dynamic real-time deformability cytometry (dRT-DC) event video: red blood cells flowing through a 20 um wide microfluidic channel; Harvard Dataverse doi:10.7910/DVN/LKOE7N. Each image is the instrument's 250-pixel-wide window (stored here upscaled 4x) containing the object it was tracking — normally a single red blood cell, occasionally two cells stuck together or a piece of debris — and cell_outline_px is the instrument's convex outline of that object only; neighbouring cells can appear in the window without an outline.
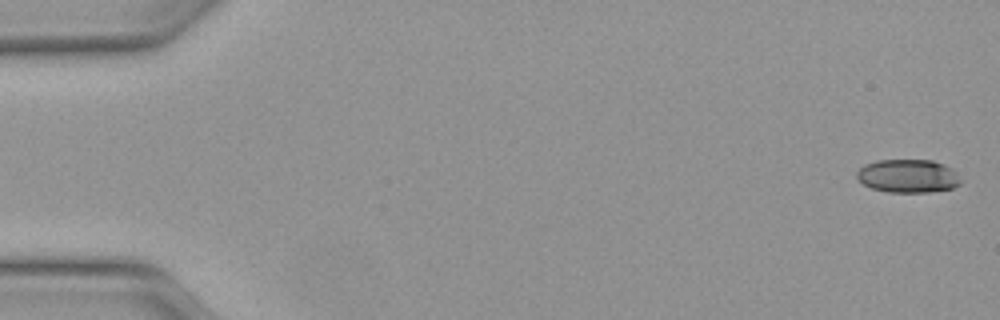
{"species": "Egyptian fruit bat (a non-hibernating species)", "species_latin": "Rousettus aegyptiacus", "temperature_condition": "warm", "stored_images_in_passage": 50, "camera_frame_rate_fps": 3000, "um_per_image_px": 0.085, "animal": {"sex": "female"}, "frame": {"image": 1, "passage_image": 1, "time_ms": 0.0, "image_size_px": [1000, 320], "cell_outline_px": [[960, 184], [952, 188], [928, 192], [888, 192], [872, 188], [864, 184], [856, 176], [856, 172], [864, 164], [876, 160], [932, 160], [944, 164], [952, 168], [956, 172], [960, 180]], "centroid_in_image_um": [77.17, 14.95], "position_along_channel_um": 7.8, "area_um2": 20.17}}
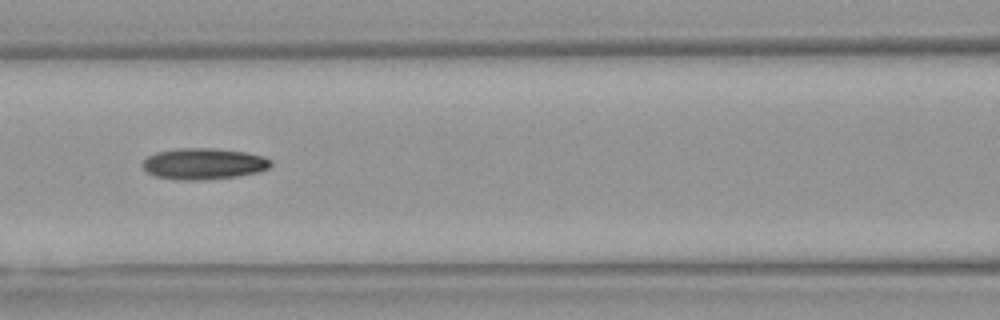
{"frame": {"image": 2, "passage_image": 22, "time_ms": 7.0, "image_size_px": [1000, 320], "cell_outline_px": [[272, 164], [268, 168], [260, 172], [236, 176], [204, 180], [176, 180], [156, 176], [148, 172], [140, 164], [148, 156], [156, 152], [176, 148], [212, 148], [244, 152], [264, 156], [272, 160]], "centroid_in_image_um": [17.31, 13.92], "position_along_channel_um": 149.3, "area_um2": 23.47}}
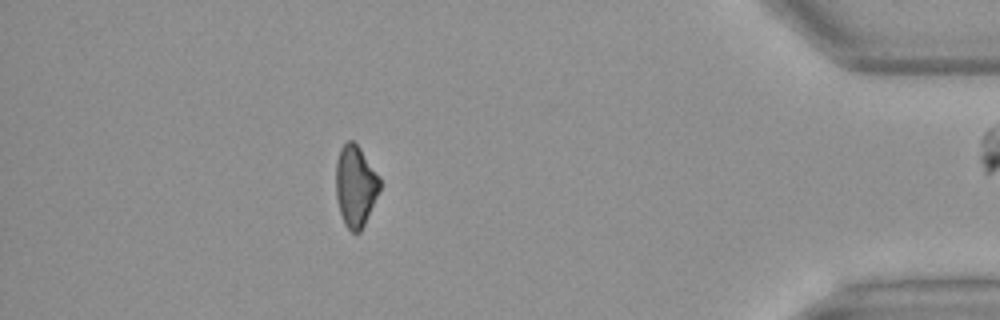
{"frame": {"image": 3, "passage_image": 44, "time_ms": 14.333, "image_size_px": [1000, 320], "cell_outline_px": [[380, 188], [364, 224], [360, 232], [352, 232], [344, 224], [340, 212], [336, 196], [336, 160], [340, 148], [348, 140], [352, 140], [360, 148], [380, 176]], "centroid_in_image_um": [30.2, 15.78], "position_along_channel_um": 405.0, "area_um2": 20.63}, "authors_computed_cell_mechanics": {"area_um2": 21.9062, "velocity_mm_per_s": 4.1368, "shape_relaxation_time_tau1_ms": null, "shape_relaxation_time_tau2_ms": 8.4556, "deformation_change_tau1": null, "deformation_change_tau2": 0.1832}}